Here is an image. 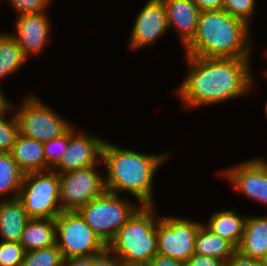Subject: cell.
Segmentation results:
<instances>
[{"label":"cell","mask_w":267,"mask_h":266,"mask_svg":"<svg viewBox=\"0 0 267 266\" xmlns=\"http://www.w3.org/2000/svg\"><path fill=\"white\" fill-rule=\"evenodd\" d=\"M184 61L185 78L172 91L184 111L243 100L256 87L251 59L185 55Z\"/></svg>","instance_id":"6da1fadb"},{"label":"cell","mask_w":267,"mask_h":266,"mask_svg":"<svg viewBox=\"0 0 267 266\" xmlns=\"http://www.w3.org/2000/svg\"><path fill=\"white\" fill-rule=\"evenodd\" d=\"M172 151L144 153L126 149L105 140L102 149V162L105 172V185L108 192L126 193L140 205L155 204V175L162 166L172 159ZM130 195V196H129Z\"/></svg>","instance_id":"7a4b0ae2"},{"label":"cell","mask_w":267,"mask_h":266,"mask_svg":"<svg viewBox=\"0 0 267 266\" xmlns=\"http://www.w3.org/2000/svg\"><path fill=\"white\" fill-rule=\"evenodd\" d=\"M225 10L201 11L194 38L183 55L208 58L252 59V29Z\"/></svg>","instance_id":"3957f363"},{"label":"cell","mask_w":267,"mask_h":266,"mask_svg":"<svg viewBox=\"0 0 267 266\" xmlns=\"http://www.w3.org/2000/svg\"><path fill=\"white\" fill-rule=\"evenodd\" d=\"M156 205H141L117 232L107 248L125 266H146L157 254Z\"/></svg>","instance_id":"277c9868"},{"label":"cell","mask_w":267,"mask_h":266,"mask_svg":"<svg viewBox=\"0 0 267 266\" xmlns=\"http://www.w3.org/2000/svg\"><path fill=\"white\" fill-rule=\"evenodd\" d=\"M20 100L18 106L12 100L10 102L18 121L19 133L25 137L44 143L65 134L74 125L35 93L29 92Z\"/></svg>","instance_id":"5b68a950"},{"label":"cell","mask_w":267,"mask_h":266,"mask_svg":"<svg viewBox=\"0 0 267 266\" xmlns=\"http://www.w3.org/2000/svg\"><path fill=\"white\" fill-rule=\"evenodd\" d=\"M122 196L106 191L78 210L86 224L106 246L141 206L137 201L133 202Z\"/></svg>","instance_id":"8992f818"},{"label":"cell","mask_w":267,"mask_h":266,"mask_svg":"<svg viewBox=\"0 0 267 266\" xmlns=\"http://www.w3.org/2000/svg\"><path fill=\"white\" fill-rule=\"evenodd\" d=\"M59 173L54 170L30 172L23 176L18 198L29 218L56 219L60 204Z\"/></svg>","instance_id":"52a82bcc"},{"label":"cell","mask_w":267,"mask_h":266,"mask_svg":"<svg viewBox=\"0 0 267 266\" xmlns=\"http://www.w3.org/2000/svg\"><path fill=\"white\" fill-rule=\"evenodd\" d=\"M56 221V244L63 258L93 256L107 246L78 211H63Z\"/></svg>","instance_id":"ba28073f"},{"label":"cell","mask_w":267,"mask_h":266,"mask_svg":"<svg viewBox=\"0 0 267 266\" xmlns=\"http://www.w3.org/2000/svg\"><path fill=\"white\" fill-rule=\"evenodd\" d=\"M100 164L103 168L101 161L99 166L94 165L59 174L62 211H78L83 205L107 191L105 172L103 169L98 171Z\"/></svg>","instance_id":"9c48e42d"},{"label":"cell","mask_w":267,"mask_h":266,"mask_svg":"<svg viewBox=\"0 0 267 266\" xmlns=\"http://www.w3.org/2000/svg\"><path fill=\"white\" fill-rule=\"evenodd\" d=\"M202 224L192 218L162 215L157 224V253L185 263L194 254Z\"/></svg>","instance_id":"30bf717a"},{"label":"cell","mask_w":267,"mask_h":266,"mask_svg":"<svg viewBox=\"0 0 267 266\" xmlns=\"http://www.w3.org/2000/svg\"><path fill=\"white\" fill-rule=\"evenodd\" d=\"M219 178L225 180L235 192L255 203L267 206V160L252 157L235 165L217 171Z\"/></svg>","instance_id":"8fae6325"},{"label":"cell","mask_w":267,"mask_h":266,"mask_svg":"<svg viewBox=\"0 0 267 266\" xmlns=\"http://www.w3.org/2000/svg\"><path fill=\"white\" fill-rule=\"evenodd\" d=\"M139 10L126 46L129 52L153 46L170 31L163 0H147Z\"/></svg>","instance_id":"7c38bea8"},{"label":"cell","mask_w":267,"mask_h":266,"mask_svg":"<svg viewBox=\"0 0 267 266\" xmlns=\"http://www.w3.org/2000/svg\"><path fill=\"white\" fill-rule=\"evenodd\" d=\"M89 132L80 130L75 125L70 128L68 149L53 169L55 172L62 174L99 165L102 161V149L106 139Z\"/></svg>","instance_id":"4fadbf2b"},{"label":"cell","mask_w":267,"mask_h":266,"mask_svg":"<svg viewBox=\"0 0 267 266\" xmlns=\"http://www.w3.org/2000/svg\"><path fill=\"white\" fill-rule=\"evenodd\" d=\"M50 19L48 12L22 14L15 17L14 32H9L28 60L33 56L42 55L47 43L50 42L52 31Z\"/></svg>","instance_id":"5bb4252c"},{"label":"cell","mask_w":267,"mask_h":266,"mask_svg":"<svg viewBox=\"0 0 267 266\" xmlns=\"http://www.w3.org/2000/svg\"><path fill=\"white\" fill-rule=\"evenodd\" d=\"M169 30L175 32L184 48L195 36L201 10L192 0H163Z\"/></svg>","instance_id":"9a60e30c"},{"label":"cell","mask_w":267,"mask_h":266,"mask_svg":"<svg viewBox=\"0 0 267 266\" xmlns=\"http://www.w3.org/2000/svg\"><path fill=\"white\" fill-rule=\"evenodd\" d=\"M246 218L247 214L242 215L235 208H227L213 211L203 225L237 248L244 233Z\"/></svg>","instance_id":"2e32d148"},{"label":"cell","mask_w":267,"mask_h":266,"mask_svg":"<svg viewBox=\"0 0 267 266\" xmlns=\"http://www.w3.org/2000/svg\"><path fill=\"white\" fill-rule=\"evenodd\" d=\"M240 254L261 259L267 252V215L247 214L244 233L236 248Z\"/></svg>","instance_id":"e0dca14e"},{"label":"cell","mask_w":267,"mask_h":266,"mask_svg":"<svg viewBox=\"0 0 267 266\" xmlns=\"http://www.w3.org/2000/svg\"><path fill=\"white\" fill-rule=\"evenodd\" d=\"M29 219L18 197L0 200V241L19 242Z\"/></svg>","instance_id":"ac0fdd59"},{"label":"cell","mask_w":267,"mask_h":266,"mask_svg":"<svg viewBox=\"0 0 267 266\" xmlns=\"http://www.w3.org/2000/svg\"><path fill=\"white\" fill-rule=\"evenodd\" d=\"M10 153L24 174L47 171L43 142L19 134Z\"/></svg>","instance_id":"d6986e66"},{"label":"cell","mask_w":267,"mask_h":266,"mask_svg":"<svg viewBox=\"0 0 267 266\" xmlns=\"http://www.w3.org/2000/svg\"><path fill=\"white\" fill-rule=\"evenodd\" d=\"M19 243L25 252L56 244L55 219L30 218L22 232Z\"/></svg>","instance_id":"ffe728a7"},{"label":"cell","mask_w":267,"mask_h":266,"mask_svg":"<svg viewBox=\"0 0 267 266\" xmlns=\"http://www.w3.org/2000/svg\"><path fill=\"white\" fill-rule=\"evenodd\" d=\"M27 60L10 32L0 31V81L19 72L27 64Z\"/></svg>","instance_id":"44dd1931"},{"label":"cell","mask_w":267,"mask_h":266,"mask_svg":"<svg viewBox=\"0 0 267 266\" xmlns=\"http://www.w3.org/2000/svg\"><path fill=\"white\" fill-rule=\"evenodd\" d=\"M236 248L226 239L212 233L203 224L197 232L194 246V254L216 258L226 262Z\"/></svg>","instance_id":"7402d4cb"},{"label":"cell","mask_w":267,"mask_h":266,"mask_svg":"<svg viewBox=\"0 0 267 266\" xmlns=\"http://www.w3.org/2000/svg\"><path fill=\"white\" fill-rule=\"evenodd\" d=\"M24 173L10 152H0V200L19 196Z\"/></svg>","instance_id":"603a6c76"},{"label":"cell","mask_w":267,"mask_h":266,"mask_svg":"<svg viewBox=\"0 0 267 266\" xmlns=\"http://www.w3.org/2000/svg\"><path fill=\"white\" fill-rule=\"evenodd\" d=\"M19 134L18 121L9 100L0 108V152H11Z\"/></svg>","instance_id":"cb8c5ba5"},{"label":"cell","mask_w":267,"mask_h":266,"mask_svg":"<svg viewBox=\"0 0 267 266\" xmlns=\"http://www.w3.org/2000/svg\"><path fill=\"white\" fill-rule=\"evenodd\" d=\"M63 255L57 244L25 252L22 266H62Z\"/></svg>","instance_id":"d4e9b609"},{"label":"cell","mask_w":267,"mask_h":266,"mask_svg":"<svg viewBox=\"0 0 267 266\" xmlns=\"http://www.w3.org/2000/svg\"><path fill=\"white\" fill-rule=\"evenodd\" d=\"M69 138L70 129L65 134L43 143L47 171L53 170L62 160L64 153L68 149Z\"/></svg>","instance_id":"484cf974"},{"label":"cell","mask_w":267,"mask_h":266,"mask_svg":"<svg viewBox=\"0 0 267 266\" xmlns=\"http://www.w3.org/2000/svg\"><path fill=\"white\" fill-rule=\"evenodd\" d=\"M257 0H223V10L231 16L241 19L251 27L253 26V18L258 11Z\"/></svg>","instance_id":"4316f807"},{"label":"cell","mask_w":267,"mask_h":266,"mask_svg":"<svg viewBox=\"0 0 267 266\" xmlns=\"http://www.w3.org/2000/svg\"><path fill=\"white\" fill-rule=\"evenodd\" d=\"M24 254L19 242L0 241V266H22Z\"/></svg>","instance_id":"83f0119b"},{"label":"cell","mask_w":267,"mask_h":266,"mask_svg":"<svg viewBox=\"0 0 267 266\" xmlns=\"http://www.w3.org/2000/svg\"><path fill=\"white\" fill-rule=\"evenodd\" d=\"M13 7L15 16L49 12L54 0H6Z\"/></svg>","instance_id":"f1b7e54d"},{"label":"cell","mask_w":267,"mask_h":266,"mask_svg":"<svg viewBox=\"0 0 267 266\" xmlns=\"http://www.w3.org/2000/svg\"><path fill=\"white\" fill-rule=\"evenodd\" d=\"M93 266H125L124 263L107 247L100 253L93 255Z\"/></svg>","instance_id":"f546056e"},{"label":"cell","mask_w":267,"mask_h":266,"mask_svg":"<svg viewBox=\"0 0 267 266\" xmlns=\"http://www.w3.org/2000/svg\"><path fill=\"white\" fill-rule=\"evenodd\" d=\"M225 266H262L260 259L244 256L238 251L227 259Z\"/></svg>","instance_id":"4dcf8cb0"},{"label":"cell","mask_w":267,"mask_h":266,"mask_svg":"<svg viewBox=\"0 0 267 266\" xmlns=\"http://www.w3.org/2000/svg\"><path fill=\"white\" fill-rule=\"evenodd\" d=\"M185 266H225V262L216 258L193 254L185 262Z\"/></svg>","instance_id":"1f68e13d"},{"label":"cell","mask_w":267,"mask_h":266,"mask_svg":"<svg viewBox=\"0 0 267 266\" xmlns=\"http://www.w3.org/2000/svg\"><path fill=\"white\" fill-rule=\"evenodd\" d=\"M146 266H185V263L157 253Z\"/></svg>","instance_id":"d6a6232c"},{"label":"cell","mask_w":267,"mask_h":266,"mask_svg":"<svg viewBox=\"0 0 267 266\" xmlns=\"http://www.w3.org/2000/svg\"><path fill=\"white\" fill-rule=\"evenodd\" d=\"M201 10H223V0H192Z\"/></svg>","instance_id":"836d02e7"},{"label":"cell","mask_w":267,"mask_h":266,"mask_svg":"<svg viewBox=\"0 0 267 266\" xmlns=\"http://www.w3.org/2000/svg\"><path fill=\"white\" fill-rule=\"evenodd\" d=\"M62 266H93V256L64 258Z\"/></svg>","instance_id":"e575fe53"},{"label":"cell","mask_w":267,"mask_h":266,"mask_svg":"<svg viewBox=\"0 0 267 266\" xmlns=\"http://www.w3.org/2000/svg\"><path fill=\"white\" fill-rule=\"evenodd\" d=\"M9 100L10 98L6 96V93H4L3 88L0 87V108H2Z\"/></svg>","instance_id":"d590c367"},{"label":"cell","mask_w":267,"mask_h":266,"mask_svg":"<svg viewBox=\"0 0 267 266\" xmlns=\"http://www.w3.org/2000/svg\"><path fill=\"white\" fill-rule=\"evenodd\" d=\"M262 52H263L262 56H264L265 61L267 62V49H266V47L264 48V50ZM263 70H264L263 72L267 75V69H263Z\"/></svg>","instance_id":"8d00e7d4"},{"label":"cell","mask_w":267,"mask_h":266,"mask_svg":"<svg viewBox=\"0 0 267 266\" xmlns=\"http://www.w3.org/2000/svg\"><path fill=\"white\" fill-rule=\"evenodd\" d=\"M260 260H261L262 266H267V252Z\"/></svg>","instance_id":"74e56055"},{"label":"cell","mask_w":267,"mask_h":266,"mask_svg":"<svg viewBox=\"0 0 267 266\" xmlns=\"http://www.w3.org/2000/svg\"><path fill=\"white\" fill-rule=\"evenodd\" d=\"M262 73H263V77L265 76L266 77L265 79H267V75L264 72H262ZM264 113H265L264 115L267 119V100L265 101V105H264Z\"/></svg>","instance_id":"f35d334b"}]
</instances>
